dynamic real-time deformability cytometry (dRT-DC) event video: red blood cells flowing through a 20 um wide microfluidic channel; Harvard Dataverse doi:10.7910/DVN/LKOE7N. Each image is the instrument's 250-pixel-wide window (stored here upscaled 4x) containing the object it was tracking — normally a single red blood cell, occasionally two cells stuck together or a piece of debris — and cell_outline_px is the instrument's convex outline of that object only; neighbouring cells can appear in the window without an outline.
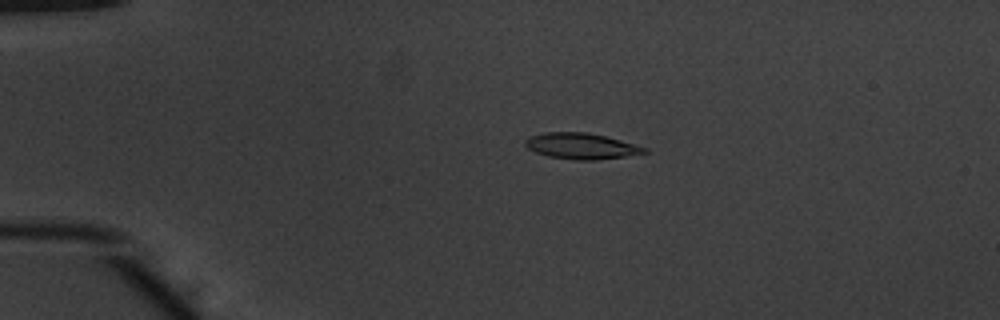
{"species": "common noctule bat (a hibernating species)", "species_latin": "Nyctalus noctula", "temperature_condition": "warm", "stored_images_in_passage": 48, "camera_frame_rate_fps": 3000, "um_per_image_px": 0.085, "animal": {"sex": "male", "body_mass_g": 20.1, "forearm_length_mm": 53.5}, "frame": {"image": 1, "passage_image": 7, "time_ms": 2.0, "image_size_px": [1000, 320], "cell_outline_px": [[648, 152], [628, 156], [596, 160], [572, 160], [548, 156], [536, 152], [528, 148], [524, 144], [524, 140], [528, 136], [544, 132], [588, 132], [620, 140], [648, 148]], "centroid_in_image_um": [49.39, 12.41], "position_along_channel_um": 35.6, "area_um2": 18.15}}
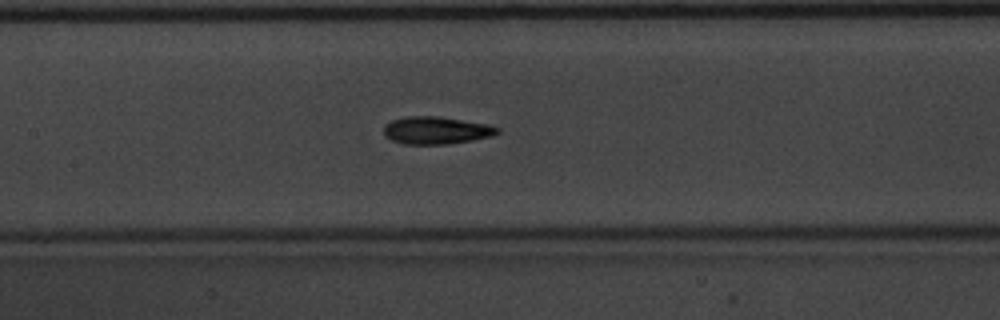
{"frame": {"image": 2, "passage_image": 21, "time_ms": 6.667, "image_size_px": [1000, 320], "cell_outline_px": [[500, 132], [492, 136], [472, 140], [448, 144], [404, 144], [392, 140], [384, 136], [384, 124], [392, 120], [404, 116], [440, 116], [488, 124], [500, 128]], "centroid_in_image_um": [37.07, 11.07], "position_along_channel_um": 170.3, "area_um2": 18.38}}
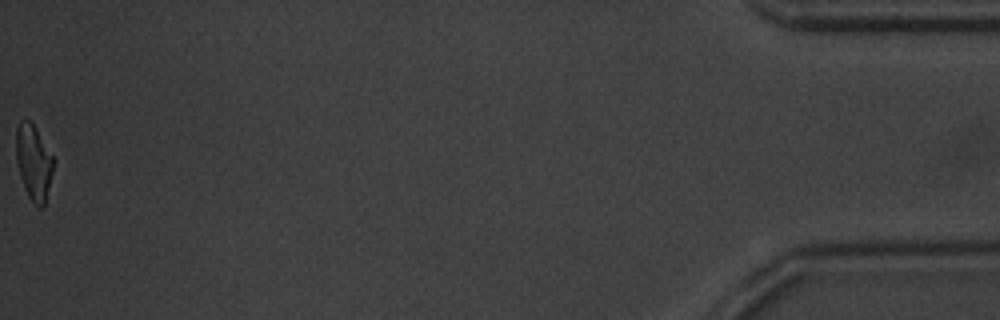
{"frame": {"image": 3, "passage_image": 48, "time_ms": 15.667, "image_size_px": [1000, 320], "cell_outline_px": [[56, 160], [44, 204], [40, 208], [28, 196], [24, 188], [20, 176], [16, 160], [16, 128], [20, 124], [28, 120], [36, 128]], "centroid_in_image_um": [2.88, 13.8], "position_along_channel_um": 432.3, "area_um2": 16.24}, "authors_computed_cell_mechanics": {"area_um2": 17.4556, "velocity_mm_per_s": 3.9258, "shape_relaxation_time_tau1_ms": 3.555, "shape_relaxation_time_tau2_ms": 3.0518, "deformation_change_tau1": 0.1693, "deformation_change_tau2": 0.11}}